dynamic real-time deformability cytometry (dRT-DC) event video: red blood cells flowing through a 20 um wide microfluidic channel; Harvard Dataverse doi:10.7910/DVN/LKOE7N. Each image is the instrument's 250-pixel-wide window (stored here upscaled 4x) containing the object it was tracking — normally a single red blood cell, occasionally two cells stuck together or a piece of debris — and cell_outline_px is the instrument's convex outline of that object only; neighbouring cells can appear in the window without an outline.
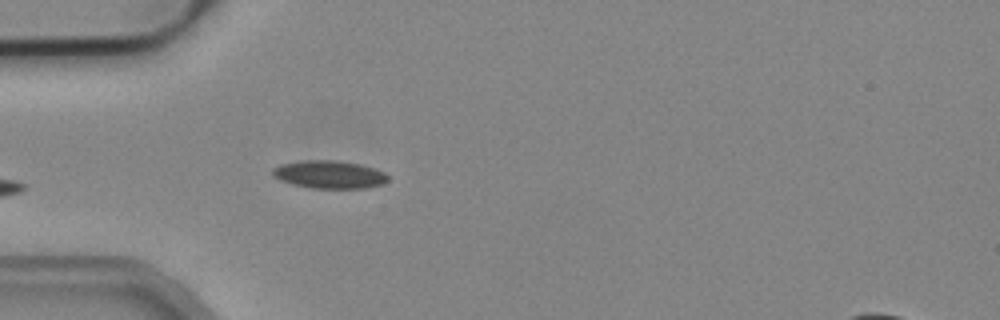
{"species": "common noctule bat (a hibernating species)", "species_latin": "Nyctalus noctula", "temperature_condition": "cold", "stored_images_in_passage": 3, "camera_frame_rate_fps": 3000, "um_per_image_px": 0.085, "animal": {"sex": "male", "body_mass_g": 19.2, "forearm_length_mm": 51.8}, "frame": {"image": 1, "passage_image": 3, "time_ms": 0.667, "image_size_px": [1000, 320], "cell_outline_px": [[388, 180], [384, 184], [364, 188], [312, 188], [292, 184], [280, 180], [272, 176], [272, 168], [280, 164], [304, 160], [336, 160], [360, 164], [384, 172], [388, 176]], "centroid_in_image_um": [27.97, 14.83], "position_along_channel_um": 57.0, "area_um2": 18.79}}